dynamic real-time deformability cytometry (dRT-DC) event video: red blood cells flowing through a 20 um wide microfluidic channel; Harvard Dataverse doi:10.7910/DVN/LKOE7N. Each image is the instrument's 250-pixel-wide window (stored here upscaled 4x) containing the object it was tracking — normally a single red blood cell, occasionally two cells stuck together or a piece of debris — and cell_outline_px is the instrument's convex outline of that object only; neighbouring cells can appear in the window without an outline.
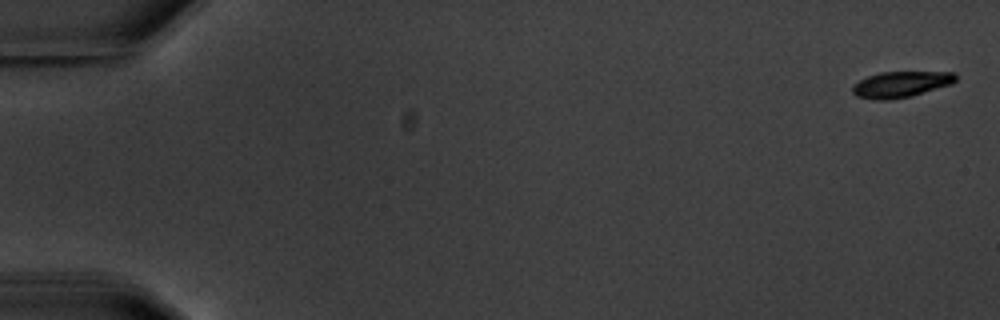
{"species": "common noctule bat (a hibernating species)", "species_latin": "Nyctalus noctula", "temperature_condition": "warm", "stored_images_in_passage": 5, "camera_frame_rate_fps": 3000, "um_per_image_px": 0.085, "animal": {"sex": "male", "body_mass_g": 20.1, "forearm_length_mm": 53.5}, "frame": {"image": 1, "passage_image": 1, "time_ms": 0.0, "image_size_px": [1000, 320], "cell_outline_px": [[956, 80], [952, 84], [912, 96], [888, 100], [876, 100], [856, 96], [852, 92], [852, 84], [868, 76], [880, 72], [956, 72]], "centroid_in_image_um": [76.57, 7.17], "position_along_channel_um": 8.4, "area_um2": 15.72}}
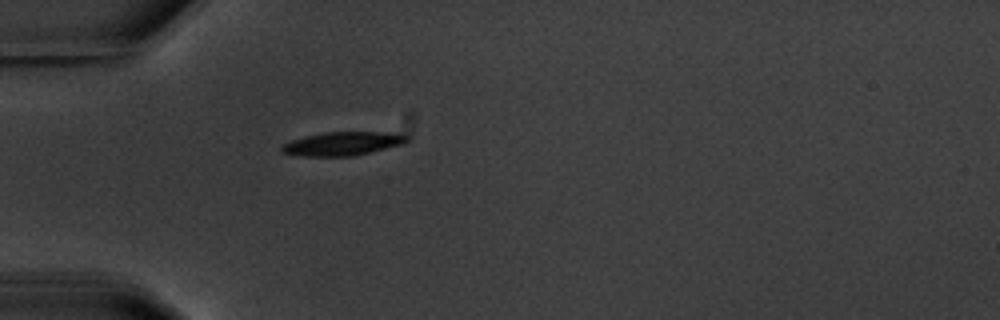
{"frame": {"image": 2, "passage_image": 5, "time_ms": 5.667, "image_size_px": [1000, 320], "cell_outline_px": [[412, 140], [404, 144], [356, 156], [300, 156], [280, 152], [280, 148], [284, 144], [292, 140], [304, 136], [324, 132], [400, 132], [412, 136]], "centroid_in_image_um": [29.24, 12.2], "position_along_channel_um": 55.8, "area_um2": 17.74}}